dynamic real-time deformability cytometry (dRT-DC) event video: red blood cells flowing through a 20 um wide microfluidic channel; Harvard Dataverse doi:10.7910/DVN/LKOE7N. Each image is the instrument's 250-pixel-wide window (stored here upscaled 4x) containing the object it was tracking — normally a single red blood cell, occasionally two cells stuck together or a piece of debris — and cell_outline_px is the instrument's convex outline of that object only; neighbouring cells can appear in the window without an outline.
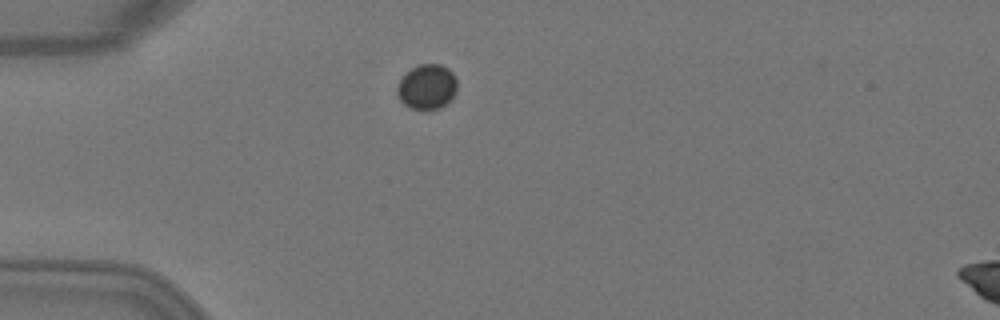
{"species": "Egyptian fruit bat (a non-hibernating species)", "species_latin": "Rousettus aegyptiacus", "temperature_condition": "warm", "stored_images_in_passage": 3, "camera_frame_rate_fps": 3000, "um_per_image_px": 0.085, "animal": {"sex": "female"}, "frame": {"image": 1, "passage_image": 2, "time_ms": 0.333, "image_size_px": [1000, 320], "cell_outline_px": [[456, 92], [440, 108], [412, 108], [404, 104], [400, 100], [396, 92], [396, 88], [400, 80], [412, 68], [420, 64], [440, 64], [448, 68], [456, 76]], "centroid_in_image_um": [36.29, 7.35], "position_along_channel_um": 48.7, "area_um2": 15.37}}